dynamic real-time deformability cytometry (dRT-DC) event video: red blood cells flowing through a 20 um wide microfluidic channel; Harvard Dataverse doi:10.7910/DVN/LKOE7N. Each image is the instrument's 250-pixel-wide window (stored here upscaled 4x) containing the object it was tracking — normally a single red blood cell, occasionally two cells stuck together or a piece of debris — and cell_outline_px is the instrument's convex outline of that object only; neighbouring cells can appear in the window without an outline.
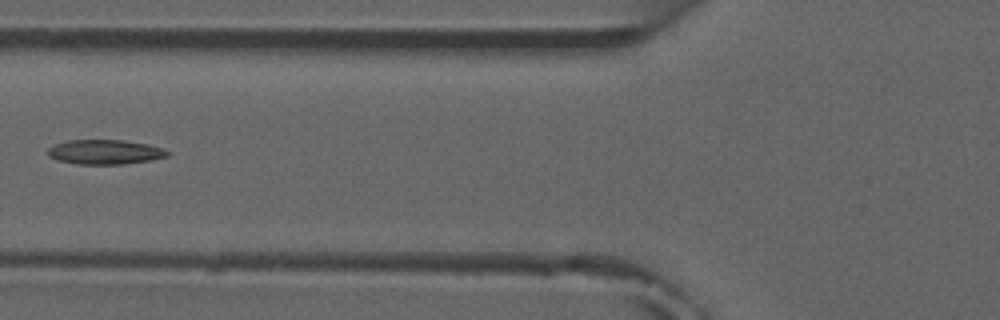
{"species": "common noctule bat (a hibernating species)", "species_latin": "Nyctalus noctula", "temperature_condition": "room temperature", "stored_images_in_passage": 7, "camera_frame_rate_fps": 3000, "um_per_image_px": 0.085, "animal": {"sex": "male", "forearm_length_mm": 52.5}, "frame": {"image": 1, "passage_image": 5, "time_ms": 4.667, "image_size_px": [1000, 320], "cell_outline_px": [[168, 156], [148, 160], [124, 164], [76, 164], [56, 160], [48, 156], [48, 148], [56, 144], [68, 140], [124, 140], [148, 144], [164, 148], [168, 152]], "centroid_in_image_um": [8.9, 12.92], "position_along_channel_um": 116.9, "area_um2": 17.11}}
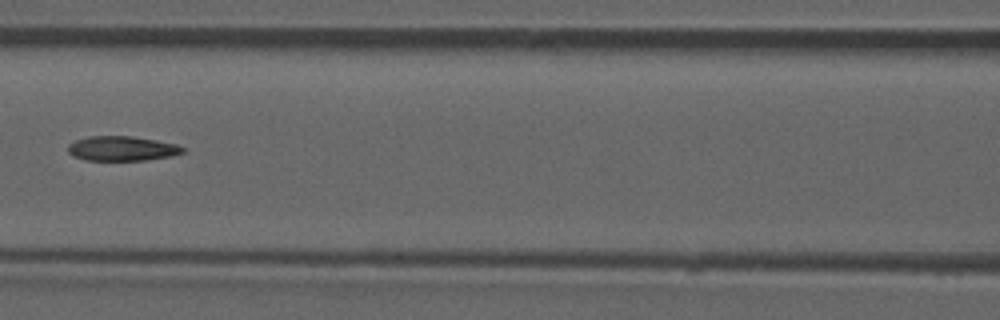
{"frame": {"image": 2, "passage_image": 6, "time_ms": 5.667, "image_size_px": [1000, 320], "cell_outline_px": [[188, 148], [184, 152], [172, 156], [148, 160], [84, 160], [72, 156], [68, 152], [68, 144], [76, 140], [88, 136], [132, 136], [156, 140], [176, 144]], "centroid_in_image_um": [10.39, 12.62], "position_along_channel_um": 156.2, "area_um2": 16.7}}